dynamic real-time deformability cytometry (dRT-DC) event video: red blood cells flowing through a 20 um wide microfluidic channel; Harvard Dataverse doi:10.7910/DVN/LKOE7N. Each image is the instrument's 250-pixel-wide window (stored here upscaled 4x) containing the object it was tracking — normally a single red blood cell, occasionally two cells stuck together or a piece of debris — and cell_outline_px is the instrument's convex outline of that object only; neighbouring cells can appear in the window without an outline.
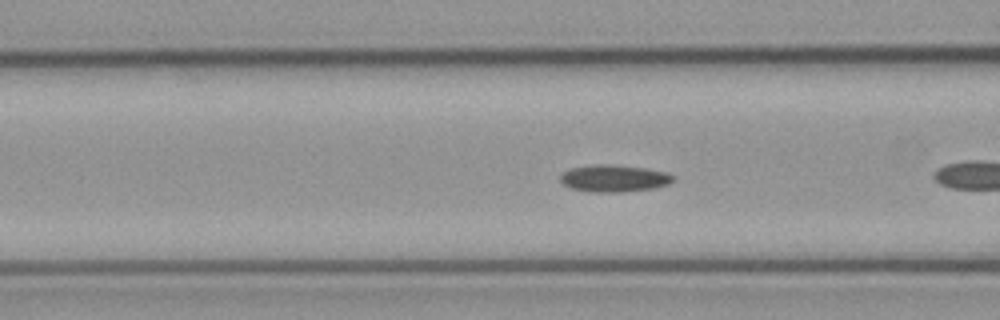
{"species": "common noctule bat (a hibernating species)", "species_latin": "Nyctalus noctula", "temperature_condition": "cold", "stored_images_in_passage": 35, "camera_frame_rate_fps": 3000, "um_per_image_px": 0.085, "animal": {"sex": "male", "body_mass_g": 23.1, "forearm_length_mm": 52.7}, "frame": {"image": 1, "passage_image": 6, "time_ms": 1.667, "image_size_px": [1000, 320], "cell_outline_px": [[676, 180], [668, 184], [652, 188], [620, 192], [592, 192], [572, 188], [564, 184], [560, 180], [560, 176], [568, 168], [596, 164], [612, 164], [644, 168], [668, 172], [676, 176]], "centroid_in_image_um": [52.22, 15.15], "position_along_channel_um": 114.4, "area_um2": 17.86}}
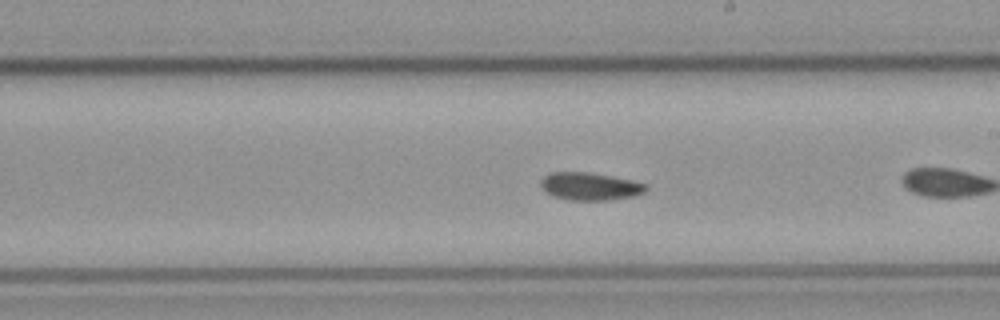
{"frame": {"image": 2, "passage_image": 16, "time_ms": 5.0, "image_size_px": [1000, 320], "cell_outline_px": [[648, 192], [636, 196], [608, 200], [568, 200], [552, 196], [540, 184], [540, 180], [548, 172], [588, 172], [612, 176], [632, 180], [648, 184]], "centroid_in_image_um": [50.2, 15.84], "position_along_channel_um": 238.8, "area_um2": 17.22}, "authors_computed_cell_mechanics": {"area_um2": 16.5308, "velocity_mm_per_s": 3.7213, "shape_relaxation_time_tau1_ms": 6.2223, "shape_relaxation_time_tau2_ms": null, "deformation_change_tau1": 0.0981, "deformation_change_tau2": null}}